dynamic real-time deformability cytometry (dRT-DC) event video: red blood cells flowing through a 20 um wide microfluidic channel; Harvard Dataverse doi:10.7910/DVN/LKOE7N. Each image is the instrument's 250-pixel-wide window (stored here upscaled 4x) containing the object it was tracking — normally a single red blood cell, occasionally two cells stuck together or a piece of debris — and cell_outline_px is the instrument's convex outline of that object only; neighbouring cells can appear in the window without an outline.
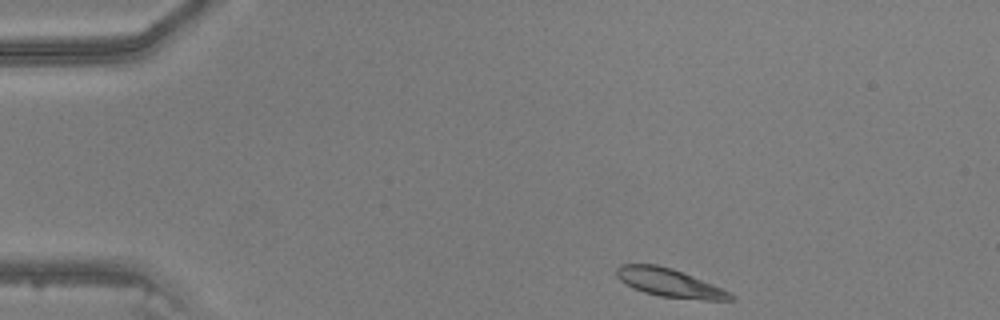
{"species": "common noctule bat (a hibernating species)", "species_latin": "Nyctalus noctula", "temperature_condition": "warm", "stored_images_in_passage": 41, "camera_frame_rate_fps": 3000, "um_per_image_px": 0.085, "animal": {"sex": "male", "body_mass_g": 20.5, "forearm_length_mm": 52.5}, "frame": {"image": 1, "passage_image": 1, "time_ms": 0.0, "image_size_px": [1000, 320], "cell_outline_px": [[736, 296], [732, 300], [704, 300], [660, 296], [644, 292], [632, 288], [620, 280], [616, 276], [616, 268], [620, 264], [656, 264], [672, 268], [684, 272], [732, 292]], "centroid_in_image_um": [56.93, 24.03], "position_along_channel_um": 28.1, "area_um2": 19.02}}
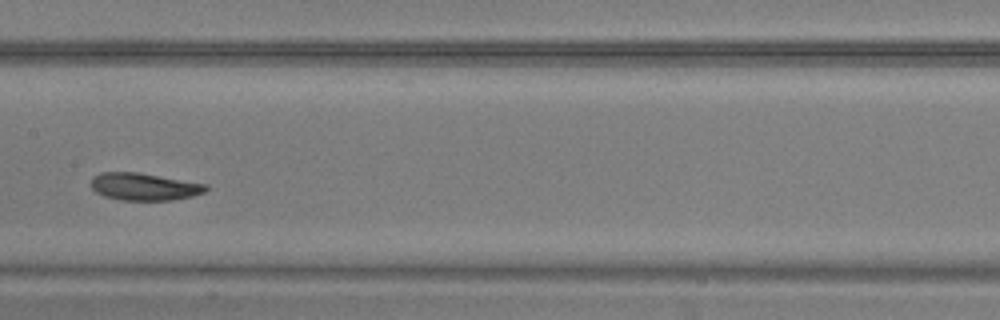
{"frame": {"image": 2, "passage_image": 18, "time_ms": 5.667, "image_size_px": [1000, 320], "cell_outline_px": [[208, 188], [204, 192], [192, 196], [172, 200], [120, 200], [104, 196], [96, 192], [92, 188], [92, 176], [100, 172], [136, 172], [208, 184]], "centroid_in_image_um": [12.25, 15.86], "position_along_channel_um": 195.2, "area_um2": 18.26}}
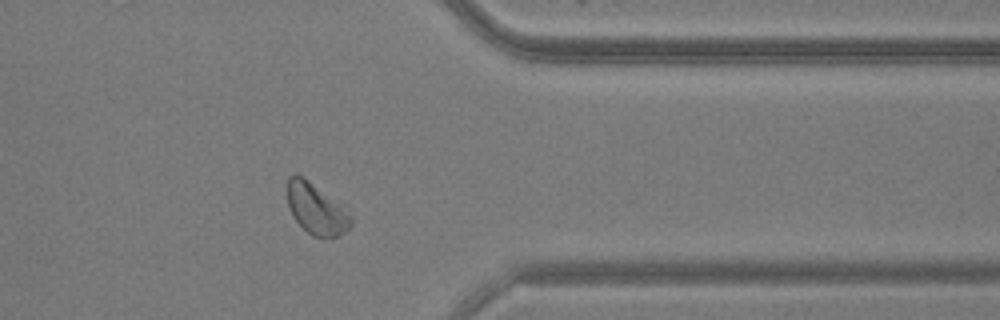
{"frame": {"image": 3, "passage_image": 32, "time_ms": 10.333, "image_size_px": [1000, 320], "cell_outline_px": [[352, 224], [344, 232], [336, 236], [312, 236], [292, 216], [288, 204], [284, 188], [288, 176], [296, 172], [304, 176], [352, 216]], "centroid_in_image_um": [26.78, 17.69], "position_along_channel_um": 384.6, "area_um2": 18.67}}